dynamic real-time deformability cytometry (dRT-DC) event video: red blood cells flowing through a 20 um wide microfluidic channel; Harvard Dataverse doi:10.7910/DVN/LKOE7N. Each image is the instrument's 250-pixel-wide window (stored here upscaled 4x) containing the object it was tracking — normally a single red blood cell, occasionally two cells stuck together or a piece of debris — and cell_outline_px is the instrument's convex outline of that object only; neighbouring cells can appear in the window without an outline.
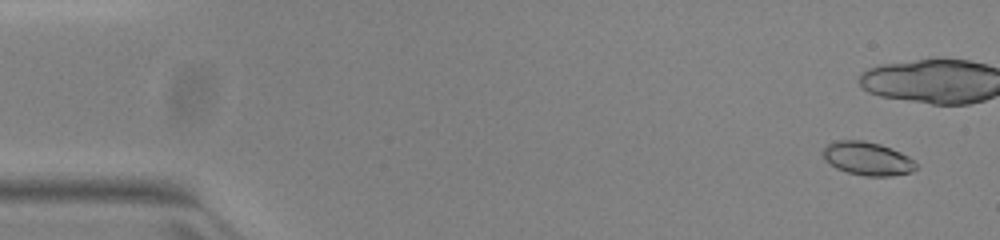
{"species": "common noctule bat (a hibernating species)", "species_latin": "Nyctalus noctula", "temperature_condition": "warm", "stored_images_in_passage": 16, "camera_frame_rate_fps": 3000, "um_per_image_px": 0.085, "animal": {"sex": "female", "body_mass_g": 23.0, "forearm_length_mm": 53.4}, "frame": {"image": 1, "passage_image": 3, "time_ms": 0.667, "image_size_px": [1000, 240], "cell_outline_px": [[916, 168], [912, 172], [892, 176], [864, 176], [848, 172], [836, 168], [824, 160], [824, 148], [828, 144], [836, 140], [864, 140], [880, 144], [900, 152], [908, 156], [916, 164]], "centroid_in_image_um": [73.73, 13.48], "position_along_channel_um": 11.3, "area_um2": 18.03}}